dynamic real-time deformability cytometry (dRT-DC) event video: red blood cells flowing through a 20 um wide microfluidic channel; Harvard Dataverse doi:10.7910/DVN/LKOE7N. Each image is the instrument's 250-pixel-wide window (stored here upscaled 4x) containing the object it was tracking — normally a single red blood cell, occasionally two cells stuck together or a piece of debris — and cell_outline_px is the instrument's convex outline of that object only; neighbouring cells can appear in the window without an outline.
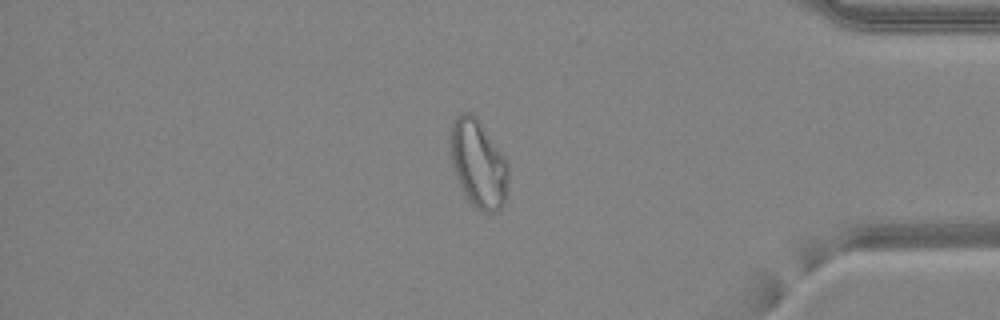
{"species": "common noctule bat (a hibernating species)", "species_latin": "Nyctalus noctula", "temperature_condition": "warm", "stored_images_in_passage": 48, "camera_frame_rate_fps": 3000, "um_per_image_px": 0.085, "animal": {"sex": "female", "body_mass_g": 24.6, "forearm_length_mm": 56.2}, "frame": {"image": 1, "passage_image": 41, "time_ms": 13.333, "image_size_px": [1000, 320], "cell_outline_px": [[508, 180], [504, 204], [496, 212], [484, 212], [476, 208], [472, 204], [464, 192], [460, 184], [452, 164], [448, 136], [452, 120], [460, 112], [472, 112], [480, 120], [508, 160]], "centroid_in_image_um": [40.65, 13.84], "position_along_channel_um": 394.5, "area_um2": 30.17}, "authors_computed_cell_mechanics": {"area_um2": 29.8537, "velocity_mm_per_s": 4.2495, "shape_relaxation_time_tau1_ms": null, "shape_relaxation_time_tau2_ms": 0.9141, "deformation_change_tau1": null, "deformation_change_tau2": 0.085}}